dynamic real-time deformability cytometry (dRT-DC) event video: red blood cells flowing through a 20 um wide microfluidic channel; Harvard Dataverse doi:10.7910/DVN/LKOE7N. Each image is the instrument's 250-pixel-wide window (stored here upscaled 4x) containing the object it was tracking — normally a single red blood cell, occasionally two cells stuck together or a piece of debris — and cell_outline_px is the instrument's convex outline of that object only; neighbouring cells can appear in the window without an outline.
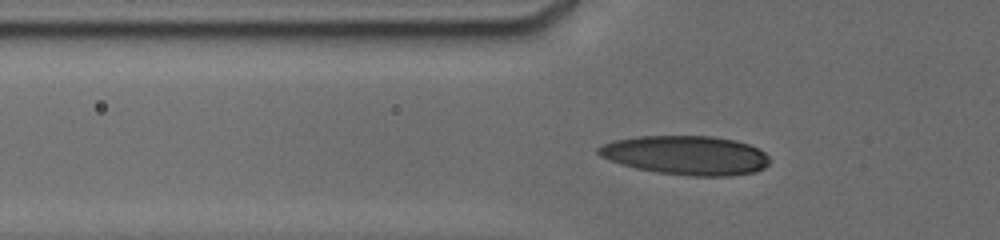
{"species": "human", "species_latin": "Homo sapiens", "temperature_condition": "cold", "stored_images_in_passage": 26, "camera_frame_rate_fps": 3000, "um_per_image_px": 0.085, "donor": {"sex": "male"}, "frame": {"image": 1, "passage_image": 18, "time_ms": 6.333, "image_size_px": [1000, 240], "cell_outline_px": [[768, 164], [764, 168], [756, 172], [732, 176], [688, 176], [656, 172], [636, 168], [620, 164], [600, 156], [596, 152], [596, 148], [604, 144], [616, 140], [636, 136], [712, 136], [736, 140], [748, 144], [764, 152], [768, 156]], "centroid_in_image_um": [58.31, 13.2], "position_along_channel_um": 67.5, "area_um2": 39.13}}
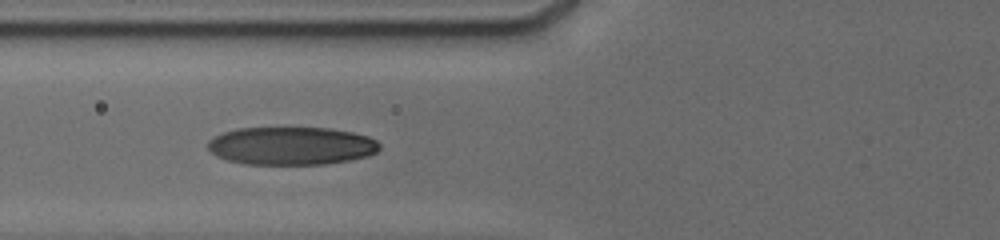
{"frame": {"image": 2, "passage_image": 21, "time_ms": 7.333, "image_size_px": [1000, 240], "cell_outline_px": [[380, 148], [376, 152], [368, 156], [348, 160], [324, 164], [244, 164], [228, 160], [216, 156], [208, 148], [208, 140], [224, 132], [236, 128], [328, 128], [352, 132], [368, 136], [376, 140], [380, 144]], "centroid_in_image_um": [24.76, 12.39], "position_along_channel_um": 101.0, "area_um2": 37.97}}
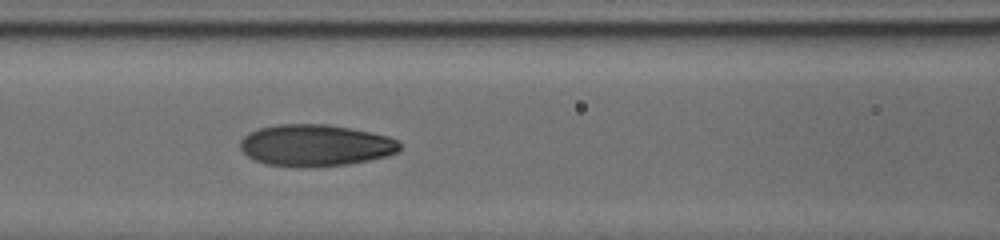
{"frame": {"image": 3, "passage_image": 24, "time_ms": 8.333, "image_size_px": [1000, 240], "cell_outline_px": [[400, 148], [396, 152], [388, 156], [348, 164], [300, 168], [264, 164], [248, 156], [240, 148], [240, 140], [248, 132], [260, 128], [276, 124], [328, 124], [388, 136], [396, 140], [400, 144]], "centroid_in_image_um": [26.77, 12.36], "position_along_channel_um": 139.8, "area_um2": 38.78}}